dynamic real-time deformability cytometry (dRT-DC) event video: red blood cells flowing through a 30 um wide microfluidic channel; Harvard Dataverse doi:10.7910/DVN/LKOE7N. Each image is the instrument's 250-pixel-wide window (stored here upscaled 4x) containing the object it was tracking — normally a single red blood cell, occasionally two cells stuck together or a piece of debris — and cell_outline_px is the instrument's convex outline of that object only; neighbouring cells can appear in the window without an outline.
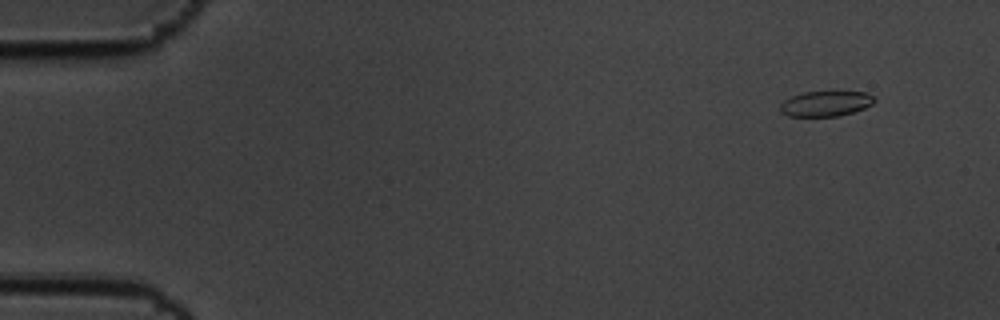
{"species": "common noctule bat (a hibernating species)", "species_latin": "Nyctalus noctula", "temperature_condition": "cold", "stored_images_in_passage": 8, "camera_frame_rate_fps": 3000, "um_per_image_px": 0.085, "animal": {"sex": "male", "body_mass_g": 19.5, "forearm_length_mm": 54.6}, "frame": {"image": 1, "passage_image": 1, "time_ms": 0.0, "image_size_px": [1000, 320], "cell_outline_px": [[876, 100], [872, 104], [864, 108], [840, 116], [788, 116], [780, 112], [780, 104], [784, 100], [792, 96], [804, 92], [832, 88], [868, 92]], "centroid_in_image_um": [70.22, 8.74], "position_along_channel_um": 14.8, "area_um2": 14.74}}
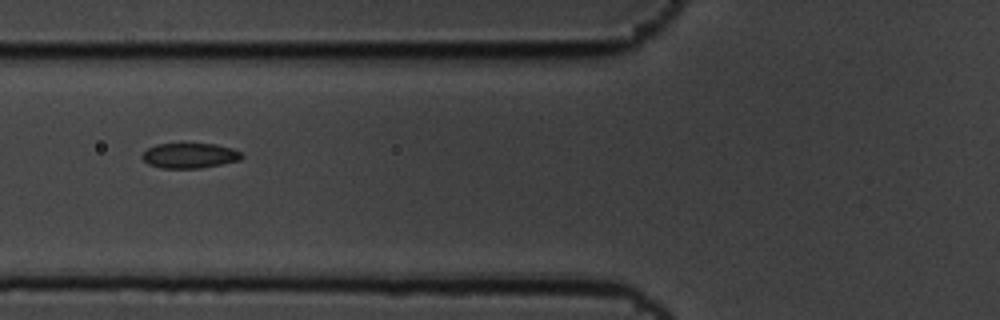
{"frame": {"image": 2, "passage_image": 6, "time_ms": 1.667, "image_size_px": [1000, 320], "cell_outline_px": [[244, 156], [240, 160], [200, 168], [160, 168], [148, 164], [140, 156], [148, 148], [156, 144], [216, 144], [232, 148], [240, 152]], "centroid_in_image_um": [16.11, 13.23], "position_along_channel_um": 109.7, "area_um2": 14.51}}
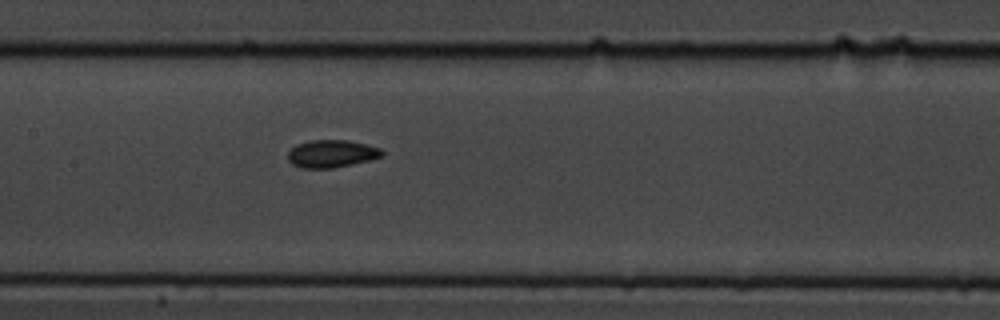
{"frame": {"image": 3, "passage_image": 8, "time_ms": 2.333, "image_size_px": [1000, 320], "cell_outline_px": [[384, 156], [352, 164], [332, 168], [300, 168], [292, 164], [288, 160], [288, 152], [296, 144], [312, 140], [348, 140], [380, 148], [384, 152]], "centroid_in_image_um": [28.17, 13.07], "position_along_channel_um": 179.2, "area_um2": 15.09}}